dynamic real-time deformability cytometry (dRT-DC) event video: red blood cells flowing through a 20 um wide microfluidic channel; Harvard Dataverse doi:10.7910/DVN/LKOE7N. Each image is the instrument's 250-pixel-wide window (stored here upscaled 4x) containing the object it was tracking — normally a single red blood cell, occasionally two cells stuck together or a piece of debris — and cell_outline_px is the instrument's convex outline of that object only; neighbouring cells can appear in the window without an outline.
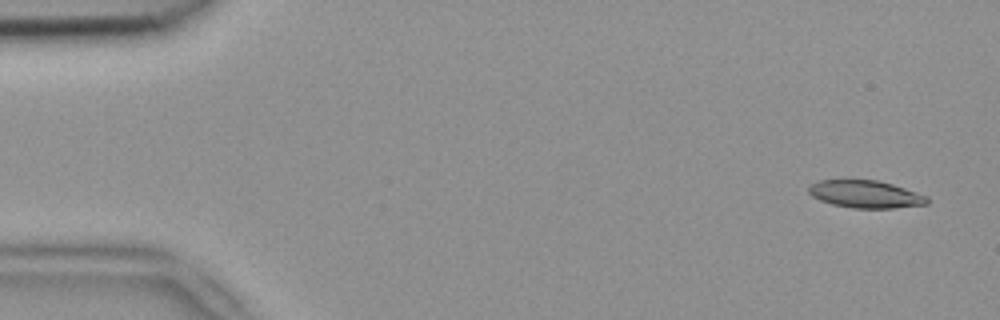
{"species": "common noctule bat (a hibernating species)", "species_latin": "Nyctalus noctula", "temperature_condition": "room temperature", "stored_images_in_passage": 48, "camera_frame_rate_fps": 3000, "um_per_image_px": 0.085, "animal": {"sex": "female", "body_mass_g": 18.4}, "frame": {"image": 1, "passage_image": 2, "time_ms": 0.333, "image_size_px": [1000, 320], "cell_outline_px": [[928, 204], [892, 208], [852, 208], [832, 204], [820, 200], [812, 196], [808, 192], [808, 184], [820, 180], [876, 180], [892, 184], [928, 196]], "centroid_in_image_um": [73.54, 16.5], "position_along_channel_um": 11.5, "area_um2": 18.96}}
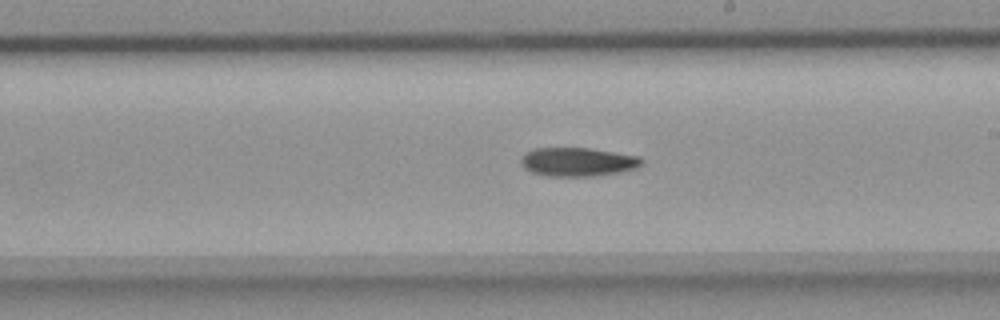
{"frame": {"image": 2, "passage_image": 29, "time_ms": 9.333, "image_size_px": [1000, 320], "cell_outline_px": [[644, 164], [640, 168], [620, 172], [592, 176], [544, 176], [532, 172], [524, 168], [520, 164], [520, 160], [524, 152], [532, 148], [588, 148], [640, 156], [644, 160]], "centroid_in_image_um": [49.12, 13.76], "position_along_channel_um": 239.9, "area_um2": 20.58}}
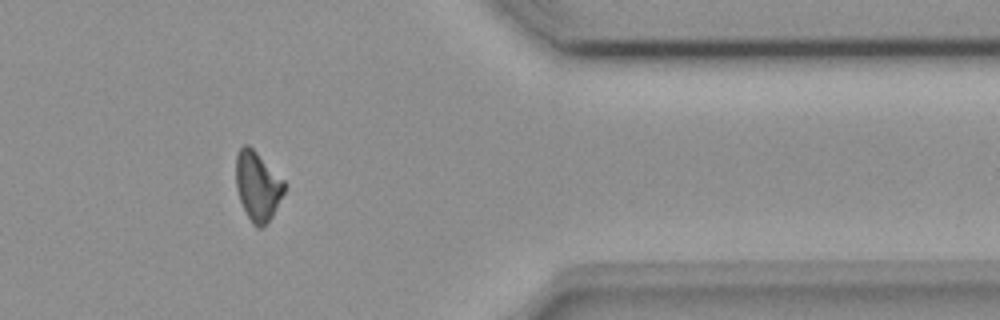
{"frame": {"image": 3, "passage_image": 42, "time_ms": 13.667, "image_size_px": [1000, 320], "cell_outline_px": [[284, 192], [272, 216], [260, 228], [256, 228], [252, 224], [240, 200], [236, 188], [236, 156], [240, 148], [244, 144], [248, 144], [284, 180]], "centroid_in_image_um": [21.88, 15.81], "position_along_channel_um": 389.5, "area_um2": 19.13}}